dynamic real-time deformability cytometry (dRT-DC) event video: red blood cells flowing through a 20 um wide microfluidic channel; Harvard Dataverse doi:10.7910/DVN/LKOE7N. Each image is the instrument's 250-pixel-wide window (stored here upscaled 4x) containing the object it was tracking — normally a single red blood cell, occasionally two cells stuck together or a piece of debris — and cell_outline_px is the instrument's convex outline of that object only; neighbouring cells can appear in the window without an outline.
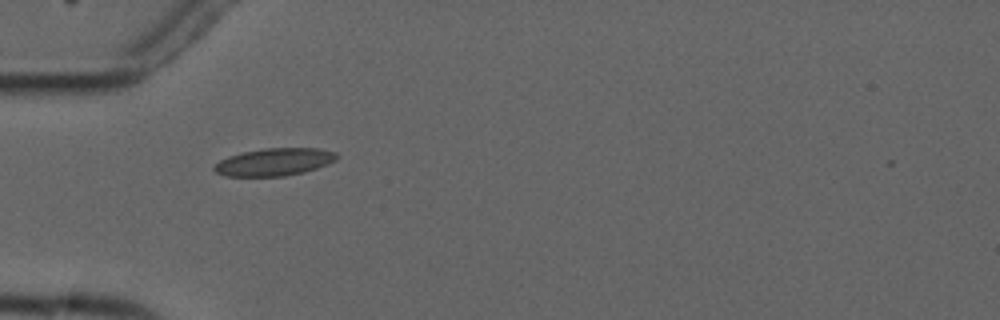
{"species": "common noctule bat (a hibernating species)", "species_latin": "Nyctalus noctula", "temperature_condition": "cold", "stored_images_in_passage": 3, "camera_frame_rate_fps": 3000, "um_per_image_px": 0.085, "animal": {"sex": "male", "forearm_length_mm": 52.5}, "frame": {"image": 1, "passage_image": 1, "time_ms": 0.0, "image_size_px": [1000, 320], "cell_outline_px": [[340, 156], [336, 160], [328, 164], [304, 172], [284, 176], [224, 176], [216, 172], [212, 168], [220, 160], [228, 156], [244, 152], [264, 148], [316, 148], [336, 152]], "centroid_in_image_um": [23.33, 13.76], "position_along_channel_um": 61.7, "area_um2": 19.65}}
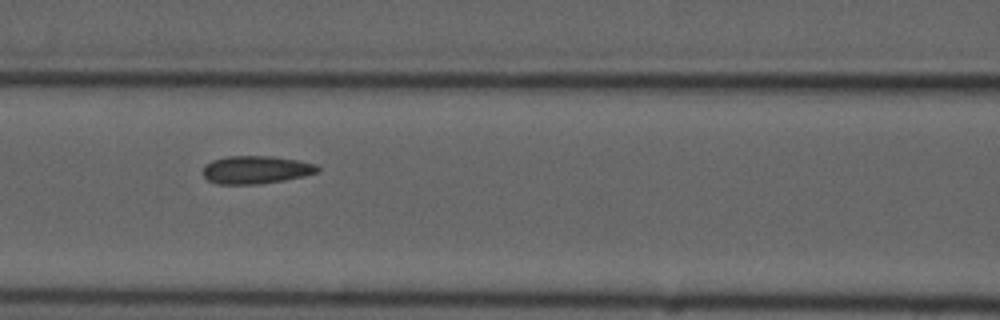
{"frame": {"image": 2, "passage_image": 3, "time_ms": 2.333, "image_size_px": [1000, 320], "cell_outline_px": [[320, 172], [304, 176], [284, 180], [260, 184], [216, 184], [208, 180], [204, 176], [204, 168], [212, 160], [228, 156], [272, 156], [296, 160], [316, 164], [320, 168]], "centroid_in_image_um": [21.79, 14.43], "position_along_channel_um": 144.8, "area_um2": 18.61}}